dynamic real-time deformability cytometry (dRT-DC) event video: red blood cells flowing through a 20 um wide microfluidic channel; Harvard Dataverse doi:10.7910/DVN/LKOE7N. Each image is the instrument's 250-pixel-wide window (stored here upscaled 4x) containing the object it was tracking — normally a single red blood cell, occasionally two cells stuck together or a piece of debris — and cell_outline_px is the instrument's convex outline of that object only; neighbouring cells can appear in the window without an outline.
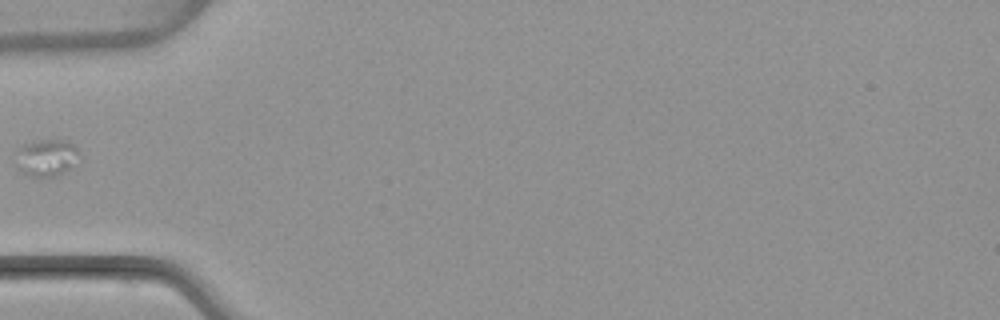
{"species": "common noctule bat (a hibernating species)", "species_latin": "Nyctalus noctula", "temperature_condition": "warm", "stored_images_in_passage": 5, "camera_frame_rate_fps": 3000, "um_per_image_px": 0.085, "animal": {"sex": "female", "body_mass_g": 22.7, "forearm_length_mm": 54.2}, "frame": {"image": 1, "passage_image": 5, "time_ms": 6.0, "image_size_px": [1000, 320], "cell_outline_px": [[76, 152], [68, 168], [56, 176], [32, 176], [24, 172], [20, 168], [20, 148], [24, 144], [36, 140], [68, 140], [76, 148]], "centroid_in_image_um": [3.95, 13.37], "position_along_channel_um": 81.1, "area_um2": 12.43}}